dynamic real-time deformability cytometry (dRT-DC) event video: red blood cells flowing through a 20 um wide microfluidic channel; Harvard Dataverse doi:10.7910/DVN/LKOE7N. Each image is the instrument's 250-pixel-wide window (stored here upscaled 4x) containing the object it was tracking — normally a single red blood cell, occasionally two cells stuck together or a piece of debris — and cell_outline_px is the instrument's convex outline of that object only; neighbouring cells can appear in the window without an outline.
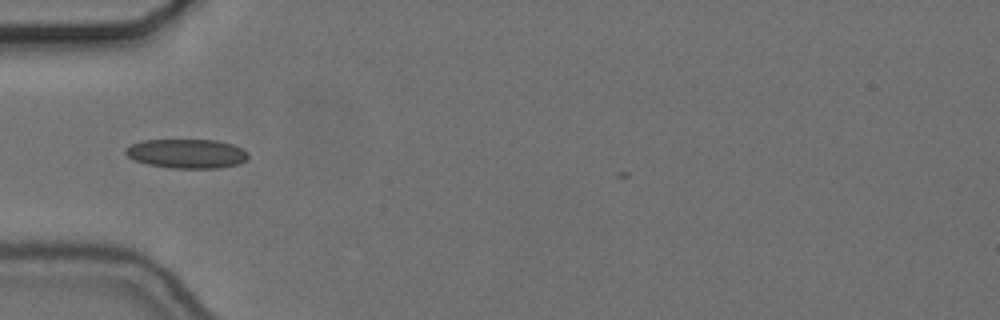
{"species": "common noctule bat (a hibernating species)", "species_latin": "Nyctalus noctula", "temperature_condition": "cold", "stored_images_in_passage": 32, "camera_frame_rate_fps": 3000, "um_per_image_px": 0.085, "animal": {"sex": "female", "body_mass_g": 24.6, "forearm_length_mm": 56.2}, "frame": {"image": 1, "passage_image": 1, "time_ms": 0.0, "image_size_px": [1000, 320], "cell_outline_px": [[248, 156], [244, 160], [236, 164], [220, 168], [168, 168], [148, 164], [136, 160], [128, 156], [124, 152], [124, 148], [140, 140], [216, 140], [232, 144], [248, 152]], "centroid_in_image_um": [15.84, 13.05], "position_along_channel_um": 69.2, "area_um2": 20.81}}
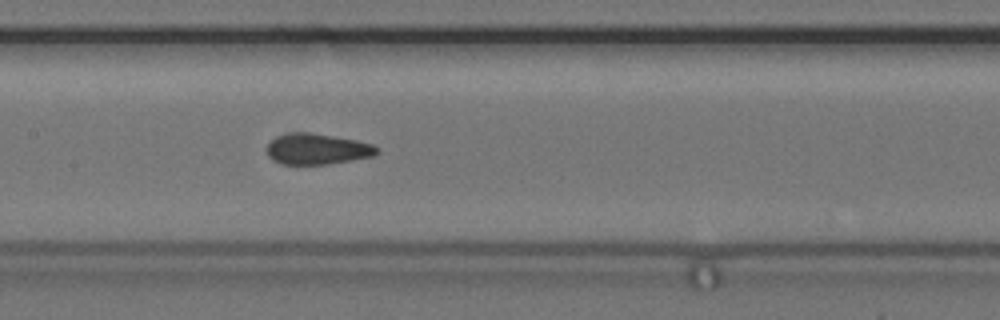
{"frame": {"image": 2, "passage_image": 10, "time_ms": 3.0, "image_size_px": [1000, 320], "cell_outline_px": [[380, 152], [372, 156], [352, 160], [328, 164], [284, 164], [272, 160], [268, 156], [264, 148], [276, 136], [292, 132], [308, 132], [356, 140], [372, 144], [380, 148]], "centroid_in_image_um": [26.94, 12.67], "position_along_channel_um": 180.5, "area_um2": 19.88}}
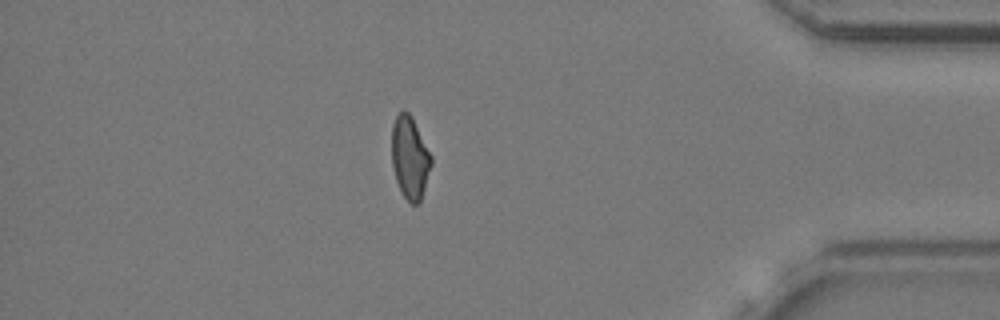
{"frame": {"image": 3, "passage_image": 31, "time_ms": 10.0, "image_size_px": [1000, 320], "cell_outline_px": [[432, 164], [420, 200], [416, 204], [412, 204], [400, 192], [396, 180], [392, 164], [392, 124], [396, 116], [404, 108], [412, 116], [432, 156]], "centroid_in_image_um": [34.83, 13.36], "position_along_channel_um": 400.4, "area_um2": 18.96}}